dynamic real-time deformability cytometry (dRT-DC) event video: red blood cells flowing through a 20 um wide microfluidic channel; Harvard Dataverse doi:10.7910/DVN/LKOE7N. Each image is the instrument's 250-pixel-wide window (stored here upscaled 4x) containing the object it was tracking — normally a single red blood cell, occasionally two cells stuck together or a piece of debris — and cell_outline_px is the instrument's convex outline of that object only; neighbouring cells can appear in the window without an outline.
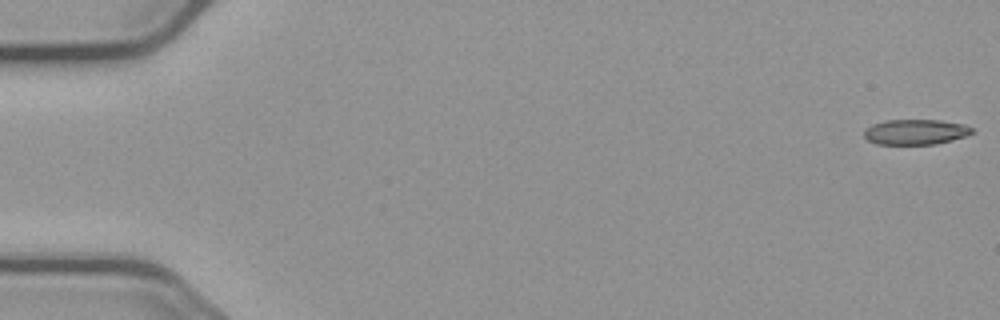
{"species": "common noctule bat (a hibernating species)", "species_latin": "Nyctalus noctula", "temperature_condition": "cold", "stored_images_in_passage": 56, "camera_frame_rate_fps": 3000, "um_per_image_px": 0.085, "animal": {"sex": "male", "body_mass_g": 23.1, "forearm_length_mm": 52.7}, "frame": {"image": 1, "passage_image": 1, "time_ms": 0.0, "image_size_px": [1000, 320], "cell_outline_px": [[976, 132], [952, 140], [936, 144], [876, 144], [868, 140], [864, 136], [864, 128], [872, 124], [884, 120], [940, 120], [964, 124], [972, 128]], "centroid_in_image_um": [77.81, 11.21], "position_along_channel_um": 7.2, "area_um2": 16.01}}
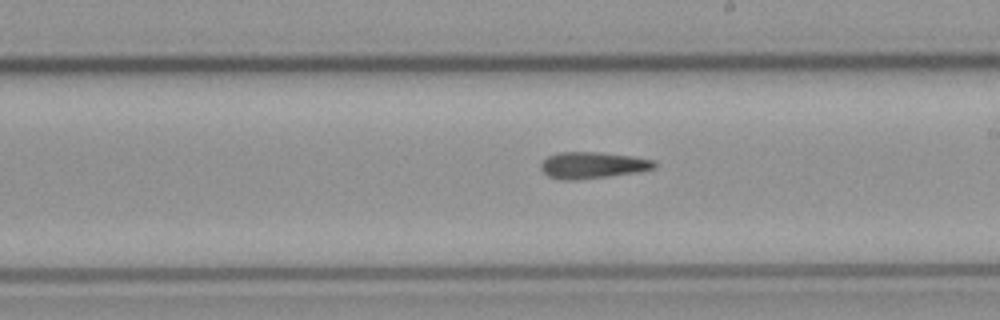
{"frame": {"image": 2, "passage_image": 32, "time_ms": 10.333, "image_size_px": [1000, 320], "cell_outline_px": [[656, 168], [640, 172], [576, 180], [560, 180], [548, 176], [540, 168], [540, 164], [548, 156], [560, 152], [600, 152], [632, 156], [656, 160]], "centroid_in_image_um": [50.4, 14.04], "position_along_channel_um": 238.6, "area_um2": 17.69}}
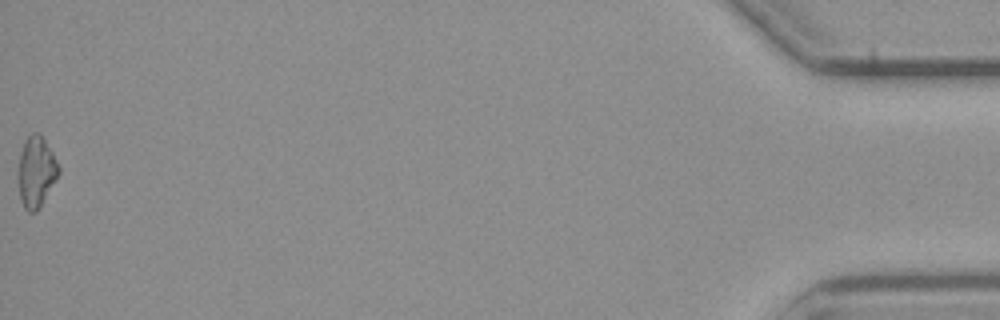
{"frame": {"image": 3, "passage_image": 56, "time_ms": 18.333, "image_size_px": [1000, 320], "cell_outline_px": [[60, 172], [56, 180], [36, 212], [28, 212], [24, 208], [20, 196], [16, 176], [16, 172], [24, 140], [32, 132], [40, 132], [52, 152], [60, 168]], "centroid_in_image_um": [3.05, 14.58], "position_along_channel_um": 432.2, "area_um2": 16.88}}